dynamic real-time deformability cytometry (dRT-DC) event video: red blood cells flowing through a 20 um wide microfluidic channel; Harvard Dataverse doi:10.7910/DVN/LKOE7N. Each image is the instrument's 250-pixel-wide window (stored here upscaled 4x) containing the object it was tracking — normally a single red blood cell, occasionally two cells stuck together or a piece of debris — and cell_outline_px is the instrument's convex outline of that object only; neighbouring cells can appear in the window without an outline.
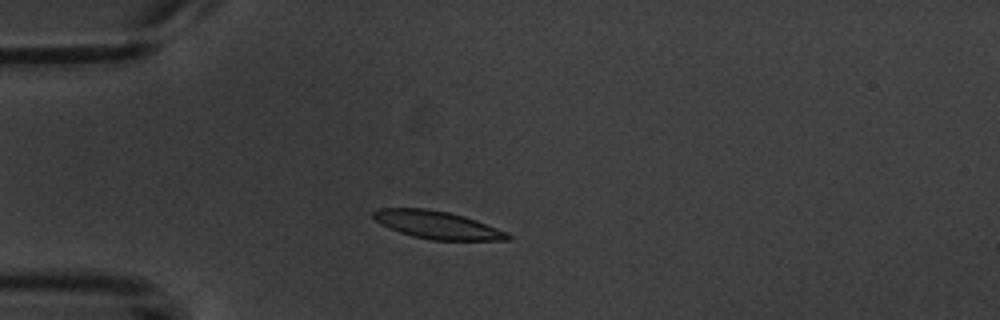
{"species": "common noctule bat (a hibernating species)", "species_latin": "Nyctalus noctula", "temperature_condition": "warm", "stored_images_in_passage": 4, "camera_frame_rate_fps": 3000, "um_per_image_px": 0.085, "animal": {"sex": "male", "body_mass_g": 20.1, "forearm_length_mm": 53.5}, "frame": {"image": 1, "passage_image": 3, "time_ms": 2.0, "image_size_px": [1000, 320], "cell_outline_px": [[512, 240], [432, 240], [412, 236], [400, 232], [380, 224], [372, 216], [372, 212], [380, 208], [424, 208], [448, 212], [464, 216], [476, 220], [508, 232], [512, 236]], "centroid_in_image_um": [37.18, 19.12], "position_along_channel_um": 47.8, "area_um2": 21.73}}